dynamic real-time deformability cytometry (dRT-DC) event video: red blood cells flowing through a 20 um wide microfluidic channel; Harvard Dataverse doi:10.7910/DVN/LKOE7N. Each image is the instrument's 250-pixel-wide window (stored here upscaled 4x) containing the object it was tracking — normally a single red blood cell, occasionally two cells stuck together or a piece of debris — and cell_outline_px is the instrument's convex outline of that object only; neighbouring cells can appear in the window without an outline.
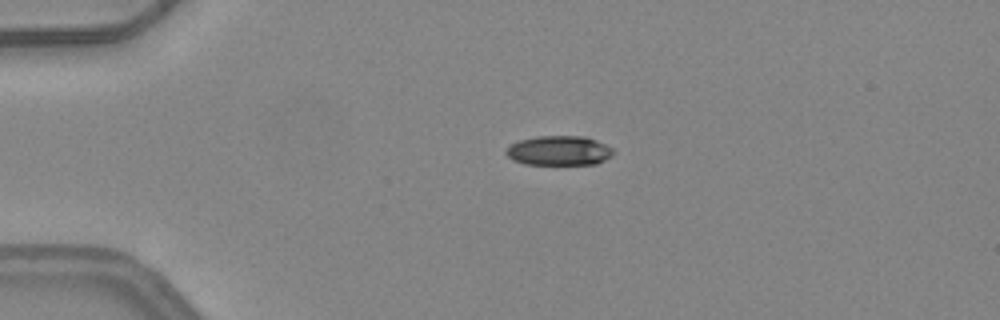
{"species": "common noctule bat (a hibernating species)", "species_latin": "Nyctalus noctula", "temperature_condition": "warm", "stored_images_in_passage": 2, "camera_frame_rate_fps": 3000, "um_per_image_px": 0.085, "animal": {"sex": "female", "body_mass_g": 24.6, "forearm_length_mm": 56.2}, "frame": {"image": 1, "passage_image": 1, "time_ms": 0.0, "image_size_px": [1000, 320], "cell_outline_px": [[612, 156], [596, 164], [524, 164], [512, 160], [504, 152], [512, 144], [520, 140], [536, 136], [584, 136], [596, 140], [612, 148]], "centroid_in_image_um": [47.5, 12.8], "position_along_channel_um": 37.5, "area_um2": 18.38}}